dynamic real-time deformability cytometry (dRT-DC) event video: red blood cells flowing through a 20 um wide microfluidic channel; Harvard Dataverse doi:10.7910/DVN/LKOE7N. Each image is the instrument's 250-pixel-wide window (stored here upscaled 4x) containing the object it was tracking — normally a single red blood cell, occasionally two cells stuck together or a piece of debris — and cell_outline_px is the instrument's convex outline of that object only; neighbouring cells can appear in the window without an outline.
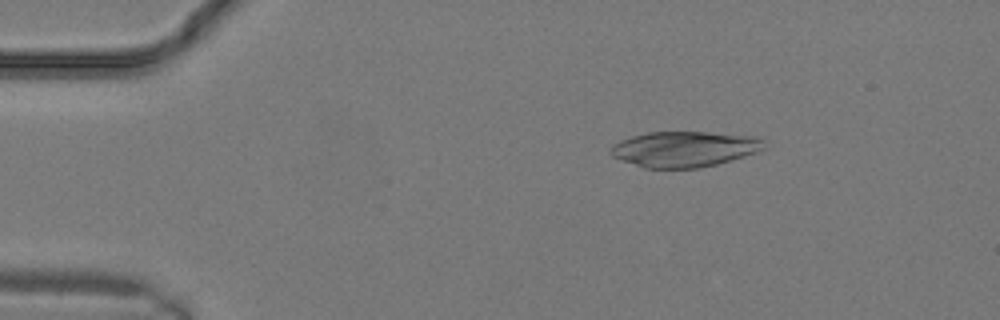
{"species": "common noctule bat (a hibernating species)", "species_latin": "Nyctalus noctula", "temperature_condition": "warm", "stored_images_in_passage": 9, "camera_frame_rate_fps": 3000, "um_per_image_px": 0.085, "animal": {"sex": "male", "body_mass_g": 19.2, "forearm_length_mm": 51.8}, "frame": {"image": 1, "passage_image": 4, "time_ms": 1.0, "image_size_px": [1000, 320], "cell_outline_px": [[764, 148], [756, 152], [732, 160], [700, 168], [644, 168], [620, 160], [612, 156], [608, 152], [612, 144], [620, 140], [632, 136], [648, 132], [708, 132], [756, 136], [764, 140]], "centroid_in_image_um": [58.13, 12.67], "position_along_channel_um": 26.9, "area_um2": 32.02}}